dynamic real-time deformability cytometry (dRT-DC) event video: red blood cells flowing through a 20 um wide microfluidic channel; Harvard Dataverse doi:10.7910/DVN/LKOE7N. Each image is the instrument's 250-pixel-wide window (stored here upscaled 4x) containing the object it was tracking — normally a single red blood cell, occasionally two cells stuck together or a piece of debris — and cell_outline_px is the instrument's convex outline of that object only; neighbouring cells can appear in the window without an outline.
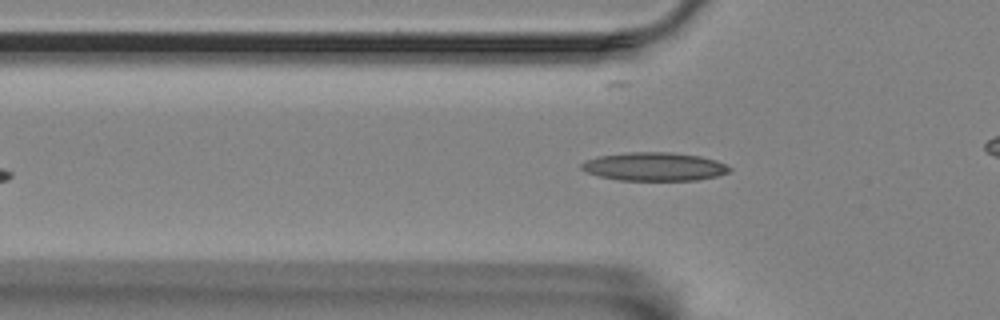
{"species": "Egyptian fruit bat (a non-hibernating species)", "species_latin": "Rousettus aegyptiacus", "temperature_condition": "room temperature", "stored_images_in_passage": 36, "camera_frame_rate_fps": 3000, "um_per_image_px": 0.085, "animal": {"sex": "female"}, "frame": {"image": 1, "passage_image": 3, "time_ms": 0.667, "image_size_px": [1000, 320], "cell_outline_px": [[732, 168], [728, 172], [716, 176], [696, 180], [620, 180], [600, 176], [588, 172], [580, 168], [580, 164], [584, 160], [600, 156], [628, 152], [668, 152], [700, 156], [716, 160]], "centroid_in_image_um": [55.6, 14.16], "position_along_channel_um": 70.2, "area_um2": 24.33}}
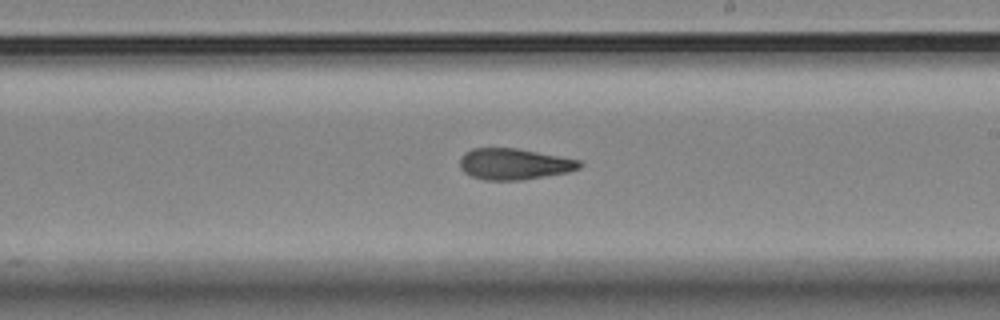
{"frame": {"image": 2, "passage_image": 18, "time_ms": 5.667, "image_size_px": [1000, 320], "cell_outline_px": [[584, 164], [580, 168], [568, 172], [524, 180], [484, 180], [472, 176], [464, 172], [460, 168], [460, 156], [464, 152], [472, 148], [516, 148], [580, 160]], "centroid_in_image_um": [43.69, 13.94], "position_along_channel_um": 245.3, "area_um2": 21.85}}
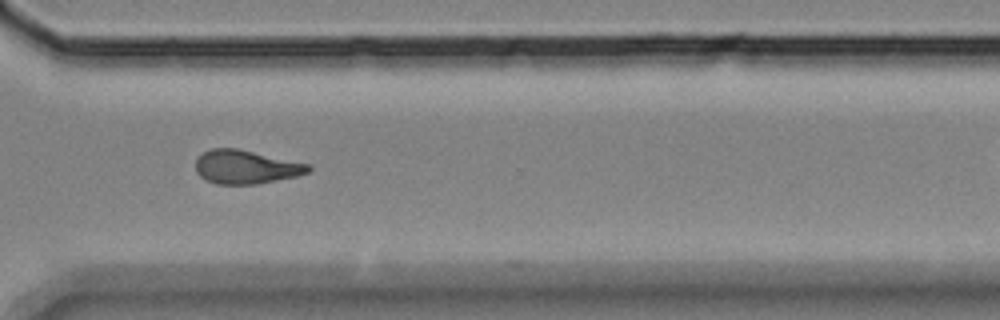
{"frame": {"image": 3, "passage_image": 27, "time_ms": 8.667, "image_size_px": [1000, 320], "cell_outline_px": [[312, 168], [308, 172], [296, 176], [256, 184], [216, 184], [204, 180], [196, 172], [196, 160], [204, 152], [212, 148], [236, 148], [312, 164]], "centroid_in_image_um": [20.91, 14.19], "position_along_channel_um": 349.7, "area_um2": 22.14}}